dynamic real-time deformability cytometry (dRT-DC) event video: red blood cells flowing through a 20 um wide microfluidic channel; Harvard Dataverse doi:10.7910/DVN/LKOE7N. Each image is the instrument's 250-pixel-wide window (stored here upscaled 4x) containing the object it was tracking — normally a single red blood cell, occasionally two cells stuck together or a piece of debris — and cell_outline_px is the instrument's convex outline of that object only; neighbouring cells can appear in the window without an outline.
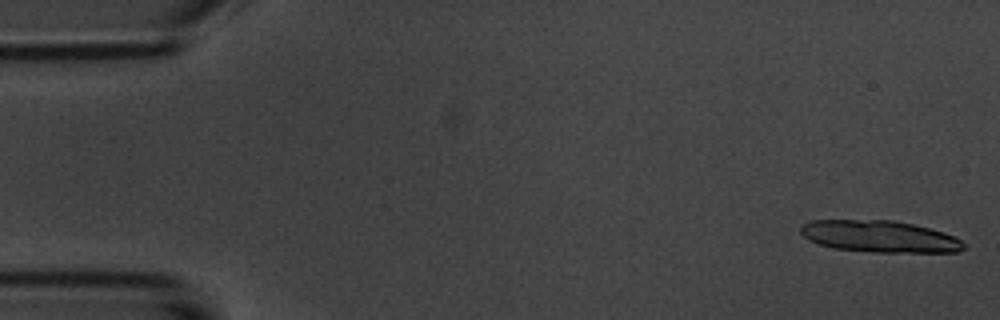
{"species": "common noctule bat (a hibernating species)", "species_latin": "Nyctalus noctula", "temperature_condition": "room temperature", "stored_images_in_passage": 10, "camera_frame_rate_fps": 3000, "um_per_image_px": 0.085, "animal": {"sex": "male", "body_mass_g": 20.1, "forearm_length_mm": 53.5}, "frame": {"image": 1, "passage_image": 1, "time_ms": 0.0, "image_size_px": [1000, 320], "cell_outline_px": [[964, 248], [960, 252], [872, 252], [832, 248], [808, 240], [800, 232], [800, 228], [804, 224], [812, 220], [892, 220], [912, 224], [944, 232], [960, 240], [964, 244]], "centroid_in_image_um": [74.75, 20.1], "position_along_channel_um": 10.3, "area_um2": 30.06}}